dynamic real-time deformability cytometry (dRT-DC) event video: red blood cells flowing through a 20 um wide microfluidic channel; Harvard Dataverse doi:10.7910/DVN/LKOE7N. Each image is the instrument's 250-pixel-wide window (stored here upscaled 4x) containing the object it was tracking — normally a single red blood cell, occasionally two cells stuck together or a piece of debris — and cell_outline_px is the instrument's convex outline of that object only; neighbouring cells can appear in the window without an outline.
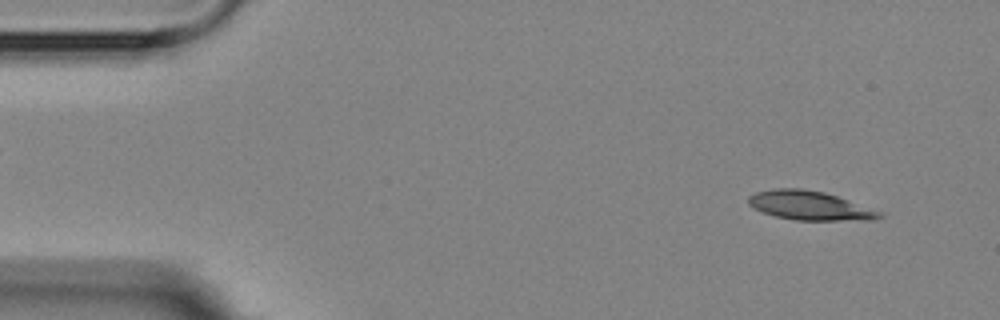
{"species": "Egyptian fruit bat (a non-hibernating species)", "species_latin": "Rousettus aegyptiacus", "temperature_condition": "room temperature", "stored_images_in_passage": 5, "segment_of_instrument_passage": [1, 2], "camera_frame_rate_fps": 3000, "um_per_image_px": 0.085, "animal": {"sex": "female"}, "frame": {"image": 1, "passage_image": 1, "time_ms": 0.0, "image_size_px": [1000, 320], "cell_outline_px": [[884, 216], [868, 220], [796, 220], [776, 216], [764, 212], [748, 204], [748, 196], [756, 192], [776, 188], [800, 188], [824, 192], [836, 196], [880, 212]], "centroid_in_image_um": [68.78, 17.47], "position_along_channel_um": 16.2, "area_um2": 21.68}}
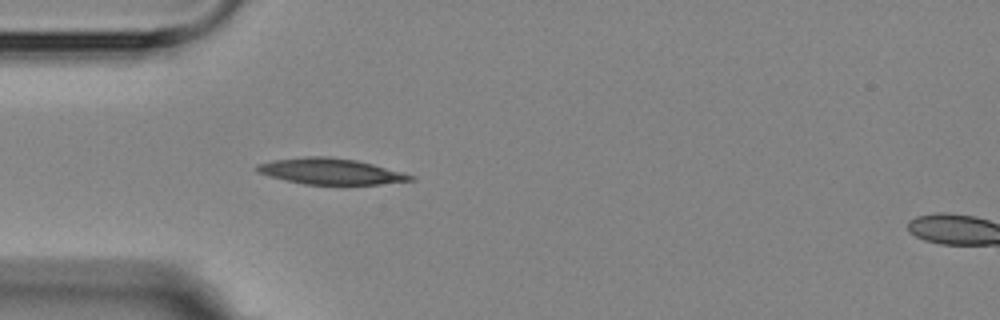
{"frame": {"image": 2, "passage_image": 4, "time_ms": 3.667, "image_size_px": [1000, 320], "cell_outline_px": [[416, 180], [380, 184], [304, 184], [268, 176], [256, 172], [256, 164], [272, 160], [304, 156], [328, 156], [356, 160], [372, 164], [416, 176]], "centroid_in_image_um": [28.07, 14.56], "position_along_channel_um": 56.9, "area_um2": 23.24}}